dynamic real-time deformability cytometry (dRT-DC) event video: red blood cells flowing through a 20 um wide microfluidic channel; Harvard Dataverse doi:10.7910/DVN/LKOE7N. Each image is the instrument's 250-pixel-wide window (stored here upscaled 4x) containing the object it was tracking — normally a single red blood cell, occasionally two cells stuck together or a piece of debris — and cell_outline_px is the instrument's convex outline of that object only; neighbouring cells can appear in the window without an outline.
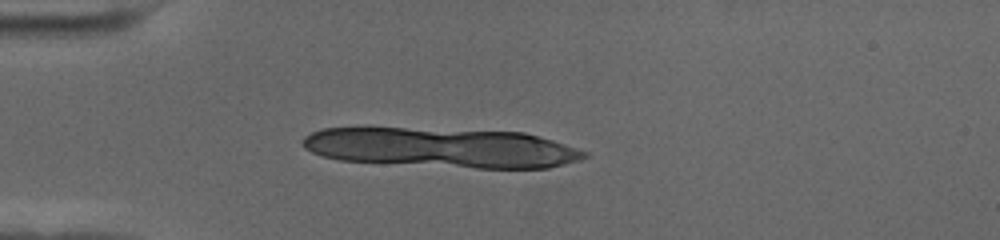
{"species": "human", "species_latin": "Homo sapiens", "temperature_condition": "cold", "stored_images_in_passage": 7, "camera_frame_rate_fps": 3000, "um_per_image_px": 0.085, "donor": {"sex": "female"}, "frame": {"image": 1, "passage_image": 1, "time_ms": 0.0, "image_size_px": [1000, 240], "cell_outline_px": [[540, 140], [444, 156], [412, 160], [356, 160], [312, 136], [320, 132], [336, 128], [392, 128], [512, 132], [532, 136]], "centroid_in_image_um": [35.21, 12.09], "position_along_channel_um": 49.8, "area_um2": 36.36}}